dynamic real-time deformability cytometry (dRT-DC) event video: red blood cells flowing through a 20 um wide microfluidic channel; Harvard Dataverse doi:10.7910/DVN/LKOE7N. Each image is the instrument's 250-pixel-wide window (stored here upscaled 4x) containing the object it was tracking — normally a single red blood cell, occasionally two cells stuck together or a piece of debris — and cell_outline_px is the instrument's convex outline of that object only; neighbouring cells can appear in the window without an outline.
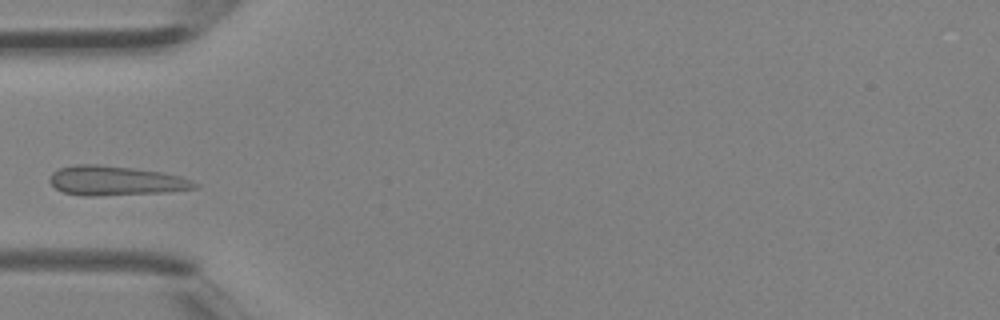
{"species": "Egyptian fruit bat (a non-hibernating species)", "species_latin": "Rousettus aegyptiacus", "temperature_condition": "room temperature", "stored_images_in_passage": 2, "camera_frame_rate_fps": 3000, "um_per_image_px": 0.085, "animal": {"sex": "female"}, "frame": {"image": 1, "passage_image": 2, "time_ms": 0.333, "image_size_px": [1000, 320], "cell_outline_px": [[200, 188], [164, 192], [96, 196], [84, 196], [64, 192], [56, 188], [48, 180], [52, 172], [60, 168], [76, 164], [100, 164], [132, 168], [160, 172], [180, 176], [200, 184]], "centroid_in_image_um": [9.83, 15.36], "position_along_channel_um": 75.2, "area_um2": 24.91}}